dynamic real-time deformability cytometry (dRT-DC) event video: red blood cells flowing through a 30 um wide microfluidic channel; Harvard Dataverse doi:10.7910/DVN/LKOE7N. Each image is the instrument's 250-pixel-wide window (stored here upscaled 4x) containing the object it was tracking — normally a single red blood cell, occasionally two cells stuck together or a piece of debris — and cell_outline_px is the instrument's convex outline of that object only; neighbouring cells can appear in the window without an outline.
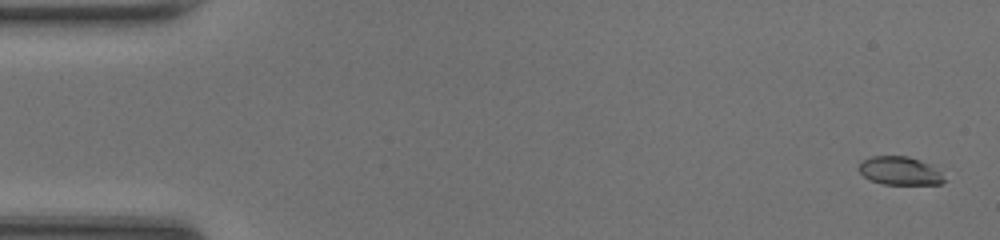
{"species": "common noctule bat (a hibernating species)", "species_latin": "Nyctalus noctula", "temperature_condition": "room temperature", "stored_images_in_passage": 48, "camera_frame_rate_fps": 3000, "um_per_image_px": 0.085, "animal": {"sex": "female", "body_mass_g": 20.0, "forearm_length_mm": 54.0}, "frame": {"image": 1, "passage_image": 2, "time_ms": 0.333, "image_size_px": [1000, 240], "cell_outline_px": [[948, 180], [940, 184], [884, 184], [868, 180], [856, 168], [864, 160], [872, 156], [908, 156], [932, 164]], "centroid_in_image_um": [76.51, 14.52], "position_along_channel_um": 8.5, "area_um2": 14.28}}
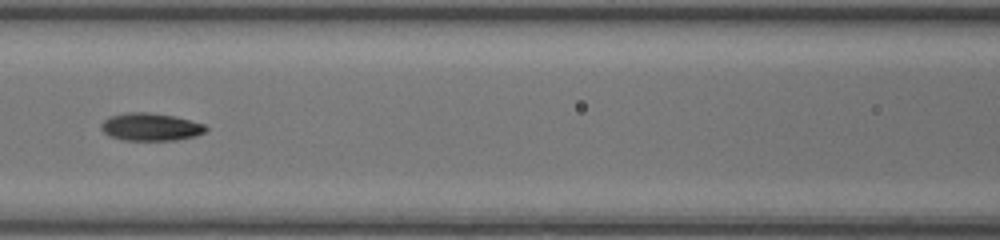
{"frame": {"image": 2, "passage_image": 22, "time_ms": 7.0, "image_size_px": [1000, 240], "cell_outline_px": [[208, 128], [204, 132], [196, 136], [176, 140], [124, 140], [112, 136], [104, 132], [100, 128], [100, 124], [108, 116], [128, 112], [148, 112], [172, 116], [204, 124]], "centroid_in_image_um": [12.78, 10.78], "position_along_channel_um": 153.8, "area_um2": 16.76}}
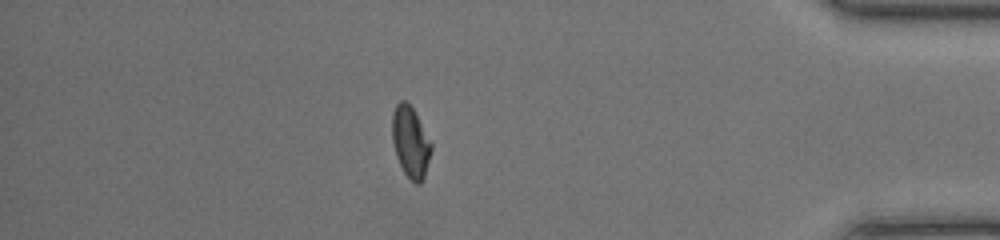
{"frame": {"image": 3, "passage_image": 42, "time_ms": 13.667, "image_size_px": [1000, 240], "cell_outline_px": [[432, 148], [424, 176], [420, 184], [416, 184], [404, 172], [396, 156], [392, 140], [392, 112], [396, 104], [400, 100], [404, 100], [412, 108], [432, 144]], "centroid_in_image_um": [34.87, 12.06], "position_along_channel_um": 400.3, "area_um2": 15.9}, "authors_computed_cell_mechanics": {"area_um2": 16.0106, "velocity_mm_per_s": 4.3198, "shape_relaxation_time_tau1_ms": 5.7241, "shape_relaxation_time_tau2_ms": 2.061, "deformation_change_tau1": 0.1895, "deformation_change_tau2": 0.0753}}